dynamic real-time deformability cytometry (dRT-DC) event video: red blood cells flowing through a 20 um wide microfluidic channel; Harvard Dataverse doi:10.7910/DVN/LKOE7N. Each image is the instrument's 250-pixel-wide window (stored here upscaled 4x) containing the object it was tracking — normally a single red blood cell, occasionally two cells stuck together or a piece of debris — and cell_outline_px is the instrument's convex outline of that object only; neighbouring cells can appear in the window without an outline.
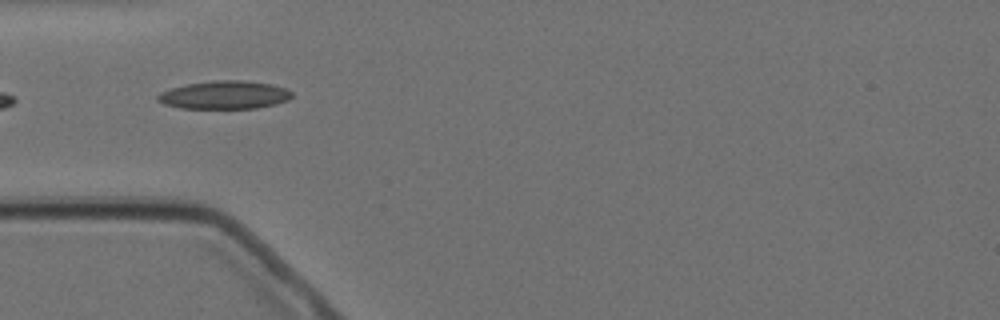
{"species": "Egyptian fruit bat (a non-hibernating species)", "species_latin": "Rousettus aegyptiacus", "temperature_condition": "cold", "stored_images_in_passage": 8, "camera_frame_rate_fps": 3000, "um_per_image_px": 0.085, "animal": {"sex": "female"}, "frame": {"image": 1, "passage_image": 4, "time_ms": 3.333, "image_size_px": [1000, 320], "cell_outline_px": [[292, 96], [288, 100], [276, 104], [256, 108], [180, 108], [164, 104], [156, 100], [156, 96], [160, 92], [172, 88], [188, 84], [216, 80], [244, 80], [272, 84], [288, 88], [292, 92]], "centroid_in_image_um": [19.11, 8.07], "position_along_channel_um": 65.9, "area_um2": 22.08}}
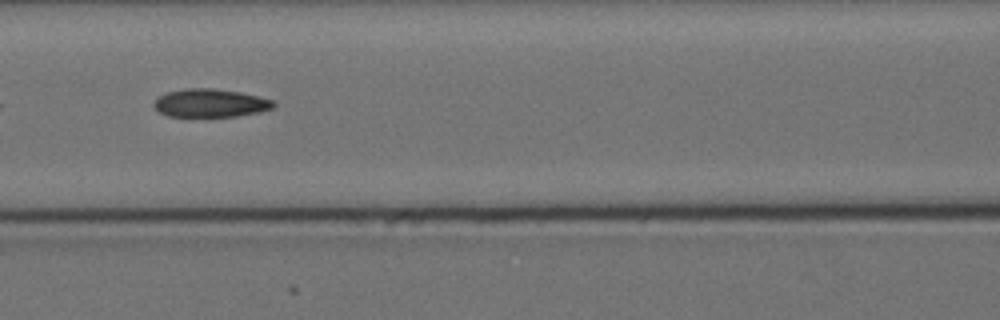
{"frame": {"image": 2, "passage_image": 6, "time_ms": 5.667, "image_size_px": [1000, 320], "cell_outline_px": [[276, 104], [272, 108], [260, 112], [236, 116], [168, 116], [160, 112], [152, 104], [160, 96], [168, 92], [184, 88], [212, 88], [240, 92], [272, 100]], "centroid_in_image_um": [17.88, 8.75], "position_along_channel_um": 148.7, "area_um2": 19.42}}
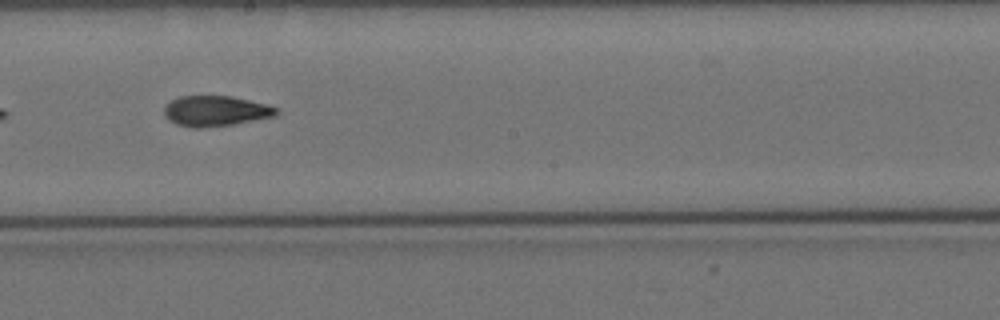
{"frame": {"image": 3, "passage_image": 8, "time_ms": 8.0, "image_size_px": [1000, 320], "cell_outline_px": [[280, 112], [276, 116], [232, 124], [200, 128], [192, 128], [176, 124], [168, 120], [164, 116], [164, 108], [172, 100], [180, 96], [232, 96], [268, 104], [280, 108]], "centroid_in_image_um": [18.36, 9.43], "position_along_channel_um": 229.8, "area_um2": 20.06}}